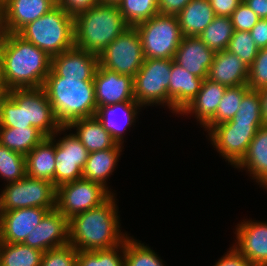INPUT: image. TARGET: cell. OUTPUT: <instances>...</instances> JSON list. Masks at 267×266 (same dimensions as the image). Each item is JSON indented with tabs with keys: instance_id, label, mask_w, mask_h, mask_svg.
<instances>
[{
	"instance_id": "1",
	"label": "cell",
	"mask_w": 267,
	"mask_h": 266,
	"mask_svg": "<svg viewBox=\"0 0 267 266\" xmlns=\"http://www.w3.org/2000/svg\"><path fill=\"white\" fill-rule=\"evenodd\" d=\"M51 57L18 33L0 37V80L5 92L41 88L51 71Z\"/></svg>"
},
{
	"instance_id": "2",
	"label": "cell",
	"mask_w": 267,
	"mask_h": 266,
	"mask_svg": "<svg viewBox=\"0 0 267 266\" xmlns=\"http://www.w3.org/2000/svg\"><path fill=\"white\" fill-rule=\"evenodd\" d=\"M113 194L102 205L69 219V244L77 251L110 249L128 237L120 230L119 208Z\"/></svg>"
},
{
	"instance_id": "3",
	"label": "cell",
	"mask_w": 267,
	"mask_h": 266,
	"mask_svg": "<svg viewBox=\"0 0 267 266\" xmlns=\"http://www.w3.org/2000/svg\"><path fill=\"white\" fill-rule=\"evenodd\" d=\"M42 88L62 127L96 115L94 81L59 77L51 70Z\"/></svg>"
},
{
	"instance_id": "4",
	"label": "cell",
	"mask_w": 267,
	"mask_h": 266,
	"mask_svg": "<svg viewBox=\"0 0 267 266\" xmlns=\"http://www.w3.org/2000/svg\"><path fill=\"white\" fill-rule=\"evenodd\" d=\"M129 27L118 5L98 3L74 17V46L100 55Z\"/></svg>"
},
{
	"instance_id": "5",
	"label": "cell",
	"mask_w": 267,
	"mask_h": 266,
	"mask_svg": "<svg viewBox=\"0 0 267 266\" xmlns=\"http://www.w3.org/2000/svg\"><path fill=\"white\" fill-rule=\"evenodd\" d=\"M18 34L52 58L74 47V17L56 5Z\"/></svg>"
},
{
	"instance_id": "6",
	"label": "cell",
	"mask_w": 267,
	"mask_h": 266,
	"mask_svg": "<svg viewBox=\"0 0 267 266\" xmlns=\"http://www.w3.org/2000/svg\"><path fill=\"white\" fill-rule=\"evenodd\" d=\"M135 28L141 38L144 59H174L183 38L176 16L158 13Z\"/></svg>"
},
{
	"instance_id": "7",
	"label": "cell",
	"mask_w": 267,
	"mask_h": 266,
	"mask_svg": "<svg viewBox=\"0 0 267 266\" xmlns=\"http://www.w3.org/2000/svg\"><path fill=\"white\" fill-rule=\"evenodd\" d=\"M172 59H144L143 65L133 78L134 97L142 106L167 105L171 110L168 96Z\"/></svg>"
},
{
	"instance_id": "8",
	"label": "cell",
	"mask_w": 267,
	"mask_h": 266,
	"mask_svg": "<svg viewBox=\"0 0 267 266\" xmlns=\"http://www.w3.org/2000/svg\"><path fill=\"white\" fill-rule=\"evenodd\" d=\"M144 62L142 42L135 27H129L99 55V64L122 75L136 76Z\"/></svg>"
},
{
	"instance_id": "9",
	"label": "cell",
	"mask_w": 267,
	"mask_h": 266,
	"mask_svg": "<svg viewBox=\"0 0 267 266\" xmlns=\"http://www.w3.org/2000/svg\"><path fill=\"white\" fill-rule=\"evenodd\" d=\"M114 193L86 179L65 183L57 188L56 208L68 219L106 202Z\"/></svg>"
},
{
	"instance_id": "10",
	"label": "cell",
	"mask_w": 267,
	"mask_h": 266,
	"mask_svg": "<svg viewBox=\"0 0 267 266\" xmlns=\"http://www.w3.org/2000/svg\"><path fill=\"white\" fill-rule=\"evenodd\" d=\"M2 193L6 211L31 207L50 211L56 208L57 188L47 180L25 176L21 180L5 184Z\"/></svg>"
},
{
	"instance_id": "11",
	"label": "cell",
	"mask_w": 267,
	"mask_h": 266,
	"mask_svg": "<svg viewBox=\"0 0 267 266\" xmlns=\"http://www.w3.org/2000/svg\"><path fill=\"white\" fill-rule=\"evenodd\" d=\"M262 126L264 125L224 122L214 125L208 135L217 152L235 168L245 157L250 142Z\"/></svg>"
},
{
	"instance_id": "12",
	"label": "cell",
	"mask_w": 267,
	"mask_h": 266,
	"mask_svg": "<svg viewBox=\"0 0 267 266\" xmlns=\"http://www.w3.org/2000/svg\"><path fill=\"white\" fill-rule=\"evenodd\" d=\"M67 127H61L50 138L55 142V187L83 178V169L88 159L89 152L74 133L65 134L56 139L58 134L67 131ZM57 135V136H56ZM57 140V141H56Z\"/></svg>"
},
{
	"instance_id": "13",
	"label": "cell",
	"mask_w": 267,
	"mask_h": 266,
	"mask_svg": "<svg viewBox=\"0 0 267 266\" xmlns=\"http://www.w3.org/2000/svg\"><path fill=\"white\" fill-rule=\"evenodd\" d=\"M7 93L24 107L25 124L32 125L45 137L53 136L62 127L42 87L12 89Z\"/></svg>"
},
{
	"instance_id": "14",
	"label": "cell",
	"mask_w": 267,
	"mask_h": 266,
	"mask_svg": "<svg viewBox=\"0 0 267 266\" xmlns=\"http://www.w3.org/2000/svg\"><path fill=\"white\" fill-rule=\"evenodd\" d=\"M93 80L97 109L135 100L134 81L130 75L119 74L99 64Z\"/></svg>"
},
{
	"instance_id": "15",
	"label": "cell",
	"mask_w": 267,
	"mask_h": 266,
	"mask_svg": "<svg viewBox=\"0 0 267 266\" xmlns=\"http://www.w3.org/2000/svg\"><path fill=\"white\" fill-rule=\"evenodd\" d=\"M69 243V219L57 208L48 211L23 244L43 252Z\"/></svg>"
},
{
	"instance_id": "16",
	"label": "cell",
	"mask_w": 267,
	"mask_h": 266,
	"mask_svg": "<svg viewBox=\"0 0 267 266\" xmlns=\"http://www.w3.org/2000/svg\"><path fill=\"white\" fill-rule=\"evenodd\" d=\"M235 229L233 247L256 266H267V222L245 219Z\"/></svg>"
},
{
	"instance_id": "17",
	"label": "cell",
	"mask_w": 267,
	"mask_h": 266,
	"mask_svg": "<svg viewBox=\"0 0 267 266\" xmlns=\"http://www.w3.org/2000/svg\"><path fill=\"white\" fill-rule=\"evenodd\" d=\"M55 6V0H6L1 5L3 33H18Z\"/></svg>"
},
{
	"instance_id": "18",
	"label": "cell",
	"mask_w": 267,
	"mask_h": 266,
	"mask_svg": "<svg viewBox=\"0 0 267 266\" xmlns=\"http://www.w3.org/2000/svg\"><path fill=\"white\" fill-rule=\"evenodd\" d=\"M99 55L73 47L51 59V70L63 78L94 81Z\"/></svg>"
},
{
	"instance_id": "19",
	"label": "cell",
	"mask_w": 267,
	"mask_h": 266,
	"mask_svg": "<svg viewBox=\"0 0 267 266\" xmlns=\"http://www.w3.org/2000/svg\"><path fill=\"white\" fill-rule=\"evenodd\" d=\"M142 106L136 101H125L97 109L95 117L117 144L123 145L127 129L136 122V116ZM139 109V110H138ZM122 116V117H121ZM124 134V135H123Z\"/></svg>"
},
{
	"instance_id": "20",
	"label": "cell",
	"mask_w": 267,
	"mask_h": 266,
	"mask_svg": "<svg viewBox=\"0 0 267 266\" xmlns=\"http://www.w3.org/2000/svg\"><path fill=\"white\" fill-rule=\"evenodd\" d=\"M49 210L31 207L6 211L0 226V242L23 243L29 232L36 227Z\"/></svg>"
},
{
	"instance_id": "21",
	"label": "cell",
	"mask_w": 267,
	"mask_h": 266,
	"mask_svg": "<svg viewBox=\"0 0 267 266\" xmlns=\"http://www.w3.org/2000/svg\"><path fill=\"white\" fill-rule=\"evenodd\" d=\"M215 52L209 49L198 36H183L174 56V62L189 73L206 79Z\"/></svg>"
},
{
	"instance_id": "22",
	"label": "cell",
	"mask_w": 267,
	"mask_h": 266,
	"mask_svg": "<svg viewBox=\"0 0 267 266\" xmlns=\"http://www.w3.org/2000/svg\"><path fill=\"white\" fill-rule=\"evenodd\" d=\"M249 67L227 49L215 52L207 79L225 87L247 85Z\"/></svg>"
},
{
	"instance_id": "23",
	"label": "cell",
	"mask_w": 267,
	"mask_h": 266,
	"mask_svg": "<svg viewBox=\"0 0 267 266\" xmlns=\"http://www.w3.org/2000/svg\"><path fill=\"white\" fill-rule=\"evenodd\" d=\"M204 79L189 73L172 59L168 96L171 111L179 114L199 93Z\"/></svg>"
},
{
	"instance_id": "24",
	"label": "cell",
	"mask_w": 267,
	"mask_h": 266,
	"mask_svg": "<svg viewBox=\"0 0 267 266\" xmlns=\"http://www.w3.org/2000/svg\"><path fill=\"white\" fill-rule=\"evenodd\" d=\"M227 87L204 79L197 96L179 113V115H194L203 127L216 113L218 105Z\"/></svg>"
},
{
	"instance_id": "25",
	"label": "cell",
	"mask_w": 267,
	"mask_h": 266,
	"mask_svg": "<svg viewBox=\"0 0 267 266\" xmlns=\"http://www.w3.org/2000/svg\"><path fill=\"white\" fill-rule=\"evenodd\" d=\"M67 128L70 131L71 129L76 130L74 135L79 139L89 153L109 148H123V145L116 143L95 116L77 119L71 122Z\"/></svg>"
},
{
	"instance_id": "26",
	"label": "cell",
	"mask_w": 267,
	"mask_h": 266,
	"mask_svg": "<svg viewBox=\"0 0 267 266\" xmlns=\"http://www.w3.org/2000/svg\"><path fill=\"white\" fill-rule=\"evenodd\" d=\"M235 168L245 169L258 185L267 190V125L257 131L245 157Z\"/></svg>"
},
{
	"instance_id": "27",
	"label": "cell",
	"mask_w": 267,
	"mask_h": 266,
	"mask_svg": "<svg viewBox=\"0 0 267 266\" xmlns=\"http://www.w3.org/2000/svg\"><path fill=\"white\" fill-rule=\"evenodd\" d=\"M55 142L44 138L26 157V176L50 181L55 186Z\"/></svg>"
},
{
	"instance_id": "28",
	"label": "cell",
	"mask_w": 267,
	"mask_h": 266,
	"mask_svg": "<svg viewBox=\"0 0 267 266\" xmlns=\"http://www.w3.org/2000/svg\"><path fill=\"white\" fill-rule=\"evenodd\" d=\"M176 17L183 36H199L216 15L210 0H191Z\"/></svg>"
},
{
	"instance_id": "29",
	"label": "cell",
	"mask_w": 267,
	"mask_h": 266,
	"mask_svg": "<svg viewBox=\"0 0 267 266\" xmlns=\"http://www.w3.org/2000/svg\"><path fill=\"white\" fill-rule=\"evenodd\" d=\"M124 148H109L91 152L83 169V179L100 183L109 190L106 180L114 172Z\"/></svg>"
},
{
	"instance_id": "30",
	"label": "cell",
	"mask_w": 267,
	"mask_h": 266,
	"mask_svg": "<svg viewBox=\"0 0 267 266\" xmlns=\"http://www.w3.org/2000/svg\"><path fill=\"white\" fill-rule=\"evenodd\" d=\"M46 138L35 127H0V145L27 155L36 145Z\"/></svg>"
},
{
	"instance_id": "31",
	"label": "cell",
	"mask_w": 267,
	"mask_h": 266,
	"mask_svg": "<svg viewBox=\"0 0 267 266\" xmlns=\"http://www.w3.org/2000/svg\"><path fill=\"white\" fill-rule=\"evenodd\" d=\"M43 251L23 243L0 242V266H41Z\"/></svg>"
},
{
	"instance_id": "32",
	"label": "cell",
	"mask_w": 267,
	"mask_h": 266,
	"mask_svg": "<svg viewBox=\"0 0 267 266\" xmlns=\"http://www.w3.org/2000/svg\"><path fill=\"white\" fill-rule=\"evenodd\" d=\"M233 34L230 17L216 16L198 37L209 49L220 52L228 48Z\"/></svg>"
},
{
	"instance_id": "33",
	"label": "cell",
	"mask_w": 267,
	"mask_h": 266,
	"mask_svg": "<svg viewBox=\"0 0 267 266\" xmlns=\"http://www.w3.org/2000/svg\"><path fill=\"white\" fill-rule=\"evenodd\" d=\"M249 89L247 85L226 88L215 115L203 126L205 131L208 132L214 125L230 121L236 115L241 100Z\"/></svg>"
},
{
	"instance_id": "34",
	"label": "cell",
	"mask_w": 267,
	"mask_h": 266,
	"mask_svg": "<svg viewBox=\"0 0 267 266\" xmlns=\"http://www.w3.org/2000/svg\"><path fill=\"white\" fill-rule=\"evenodd\" d=\"M128 236L124 241V266H166L149 246Z\"/></svg>"
},
{
	"instance_id": "35",
	"label": "cell",
	"mask_w": 267,
	"mask_h": 266,
	"mask_svg": "<svg viewBox=\"0 0 267 266\" xmlns=\"http://www.w3.org/2000/svg\"><path fill=\"white\" fill-rule=\"evenodd\" d=\"M117 5L123 18L131 27L159 13L158 0H121Z\"/></svg>"
},
{
	"instance_id": "36",
	"label": "cell",
	"mask_w": 267,
	"mask_h": 266,
	"mask_svg": "<svg viewBox=\"0 0 267 266\" xmlns=\"http://www.w3.org/2000/svg\"><path fill=\"white\" fill-rule=\"evenodd\" d=\"M76 266H124V242L110 249L77 251Z\"/></svg>"
},
{
	"instance_id": "37",
	"label": "cell",
	"mask_w": 267,
	"mask_h": 266,
	"mask_svg": "<svg viewBox=\"0 0 267 266\" xmlns=\"http://www.w3.org/2000/svg\"><path fill=\"white\" fill-rule=\"evenodd\" d=\"M26 176L25 155L0 145V177L13 183Z\"/></svg>"
},
{
	"instance_id": "38",
	"label": "cell",
	"mask_w": 267,
	"mask_h": 266,
	"mask_svg": "<svg viewBox=\"0 0 267 266\" xmlns=\"http://www.w3.org/2000/svg\"><path fill=\"white\" fill-rule=\"evenodd\" d=\"M227 122H244L264 125L261 113V98L258 90L249 89L243 96L236 115Z\"/></svg>"
},
{
	"instance_id": "39",
	"label": "cell",
	"mask_w": 267,
	"mask_h": 266,
	"mask_svg": "<svg viewBox=\"0 0 267 266\" xmlns=\"http://www.w3.org/2000/svg\"><path fill=\"white\" fill-rule=\"evenodd\" d=\"M25 124L24 107L7 93L0 98V127L27 128Z\"/></svg>"
},
{
	"instance_id": "40",
	"label": "cell",
	"mask_w": 267,
	"mask_h": 266,
	"mask_svg": "<svg viewBox=\"0 0 267 266\" xmlns=\"http://www.w3.org/2000/svg\"><path fill=\"white\" fill-rule=\"evenodd\" d=\"M227 50L237 55L245 65L250 67L258 54L259 48L249 32L234 31Z\"/></svg>"
},
{
	"instance_id": "41",
	"label": "cell",
	"mask_w": 267,
	"mask_h": 266,
	"mask_svg": "<svg viewBox=\"0 0 267 266\" xmlns=\"http://www.w3.org/2000/svg\"><path fill=\"white\" fill-rule=\"evenodd\" d=\"M77 250L67 244L43 252L41 266H76Z\"/></svg>"
},
{
	"instance_id": "42",
	"label": "cell",
	"mask_w": 267,
	"mask_h": 266,
	"mask_svg": "<svg viewBox=\"0 0 267 266\" xmlns=\"http://www.w3.org/2000/svg\"><path fill=\"white\" fill-rule=\"evenodd\" d=\"M247 86L252 90L267 87V47L259 49L252 65L249 67Z\"/></svg>"
},
{
	"instance_id": "43",
	"label": "cell",
	"mask_w": 267,
	"mask_h": 266,
	"mask_svg": "<svg viewBox=\"0 0 267 266\" xmlns=\"http://www.w3.org/2000/svg\"><path fill=\"white\" fill-rule=\"evenodd\" d=\"M234 31L250 30L256 25L260 18L242 1L230 16Z\"/></svg>"
},
{
	"instance_id": "44",
	"label": "cell",
	"mask_w": 267,
	"mask_h": 266,
	"mask_svg": "<svg viewBox=\"0 0 267 266\" xmlns=\"http://www.w3.org/2000/svg\"><path fill=\"white\" fill-rule=\"evenodd\" d=\"M55 2L57 6L63 8L72 17L93 8L99 3L98 0H55Z\"/></svg>"
},
{
	"instance_id": "45",
	"label": "cell",
	"mask_w": 267,
	"mask_h": 266,
	"mask_svg": "<svg viewBox=\"0 0 267 266\" xmlns=\"http://www.w3.org/2000/svg\"><path fill=\"white\" fill-rule=\"evenodd\" d=\"M226 253L213 266H256L241 255L233 246Z\"/></svg>"
},
{
	"instance_id": "46",
	"label": "cell",
	"mask_w": 267,
	"mask_h": 266,
	"mask_svg": "<svg viewBox=\"0 0 267 266\" xmlns=\"http://www.w3.org/2000/svg\"><path fill=\"white\" fill-rule=\"evenodd\" d=\"M242 0H210L216 16L230 17Z\"/></svg>"
},
{
	"instance_id": "47",
	"label": "cell",
	"mask_w": 267,
	"mask_h": 266,
	"mask_svg": "<svg viewBox=\"0 0 267 266\" xmlns=\"http://www.w3.org/2000/svg\"><path fill=\"white\" fill-rule=\"evenodd\" d=\"M191 0H158L160 14L177 16Z\"/></svg>"
},
{
	"instance_id": "48",
	"label": "cell",
	"mask_w": 267,
	"mask_h": 266,
	"mask_svg": "<svg viewBox=\"0 0 267 266\" xmlns=\"http://www.w3.org/2000/svg\"><path fill=\"white\" fill-rule=\"evenodd\" d=\"M249 33L259 49L267 47V19H260Z\"/></svg>"
},
{
	"instance_id": "49",
	"label": "cell",
	"mask_w": 267,
	"mask_h": 266,
	"mask_svg": "<svg viewBox=\"0 0 267 266\" xmlns=\"http://www.w3.org/2000/svg\"><path fill=\"white\" fill-rule=\"evenodd\" d=\"M260 19H267V0H242Z\"/></svg>"
},
{
	"instance_id": "50",
	"label": "cell",
	"mask_w": 267,
	"mask_h": 266,
	"mask_svg": "<svg viewBox=\"0 0 267 266\" xmlns=\"http://www.w3.org/2000/svg\"><path fill=\"white\" fill-rule=\"evenodd\" d=\"M261 98V113L264 125H267V87L258 90Z\"/></svg>"
},
{
	"instance_id": "51",
	"label": "cell",
	"mask_w": 267,
	"mask_h": 266,
	"mask_svg": "<svg viewBox=\"0 0 267 266\" xmlns=\"http://www.w3.org/2000/svg\"><path fill=\"white\" fill-rule=\"evenodd\" d=\"M5 214H6V209H5V205H4L3 193L1 191V194H0V226L3 223Z\"/></svg>"
},
{
	"instance_id": "52",
	"label": "cell",
	"mask_w": 267,
	"mask_h": 266,
	"mask_svg": "<svg viewBox=\"0 0 267 266\" xmlns=\"http://www.w3.org/2000/svg\"><path fill=\"white\" fill-rule=\"evenodd\" d=\"M121 0H98L99 3L117 5Z\"/></svg>"
},
{
	"instance_id": "53",
	"label": "cell",
	"mask_w": 267,
	"mask_h": 266,
	"mask_svg": "<svg viewBox=\"0 0 267 266\" xmlns=\"http://www.w3.org/2000/svg\"><path fill=\"white\" fill-rule=\"evenodd\" d=\"M3 35L2 29V11H1V4H0V37Z\"/></svg>"
},
{
	"instance_id": "54",
	"label": "cell",
	"mask_w": 267,
	"mask_h": 266,
	"mask_svg": "<svg viewBox=\"0 0 267 266\" xmlns=\"http://www.w3.org/2000/svg\"><path fill=\"white\" fill-rule=\"evenodd\" d=\"M5 94V91L2 87V83H0V98Z\"/></svg>"
},
{
	"instance_id": "55",
	"label": "cell",
	"mask_w": 267,
	"mask_h": 266,
	"mask_svg": "<svg viewBox=\"0 0 267 266\" xmlns=\"http://www.w3.org/2000/svg\"><path fill=\"white\" fill-rule=\"evenodd\" d=\"M6 0H0V4L2 5Z\"/></svg>"
}]
</instances>
